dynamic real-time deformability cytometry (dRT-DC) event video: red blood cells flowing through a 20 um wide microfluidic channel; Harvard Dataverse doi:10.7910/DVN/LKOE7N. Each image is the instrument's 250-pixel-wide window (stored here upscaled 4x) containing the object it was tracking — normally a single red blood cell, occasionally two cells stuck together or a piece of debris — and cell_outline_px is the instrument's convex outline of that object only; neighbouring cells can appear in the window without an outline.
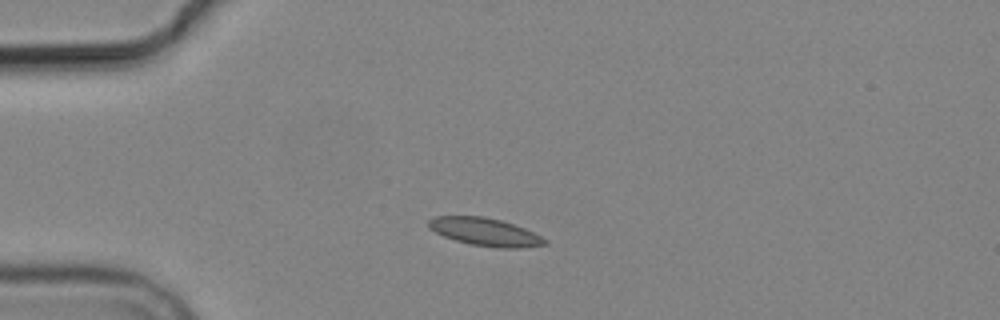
{"species": "common noctule bat (a hibernating species)", "species_latin": "Nyctalus noctula", "temperature_condition": "cold", "stored_images_in_passage": 5, "camera_frame_rate_fps": 3000, "um_per_image_px": 0.085, "animal": {"sex": "male", "body_mass_g": 19.2, "forearm_length_mm": 51.8}, "frame": {"image": 1, "passage_image": 2, "time_ms": 1.333, "image_size_px": [1000, 320], "cell_outline_px": [[548, 244], [520, 248], [496, 248], [472, 244], [456, 240], [444, 236], [428, 228], [428, 220], [432, 216], [484, 216], [500, 220], [524, 228], [548, 240]], "centroid_in_image_um": [41.22, 19.71], "position_along_channel_um": 43.8, "area_um2": 18.79}}
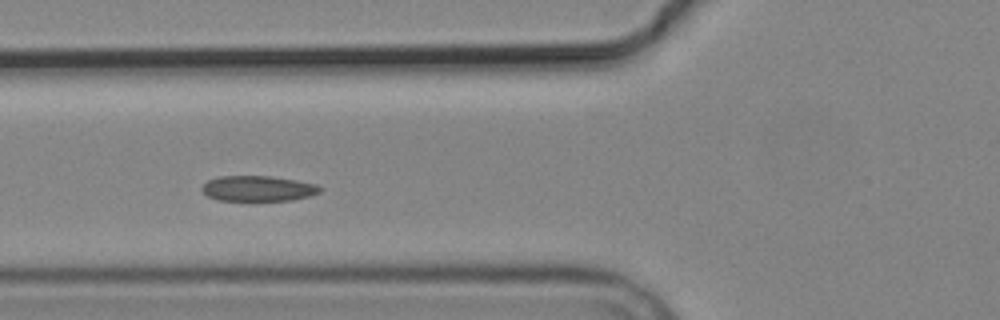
{"frame": {"image": 2, "passage_image": 4, "time_ms": 3.667, "image_size_px": [1000, 320], "cell_outline_px": [[320, 192], [308, 196], [292, 200], [216, 200], [208, 196], [200, 188], [208, 180], [220, 176], [272, 176], [296, 180], [316, 184], [320, 188]], "centroid_in_image_um": [21.91, 16.01], "position_along_channel_um": 103.9, "area_um2": 17.34}}
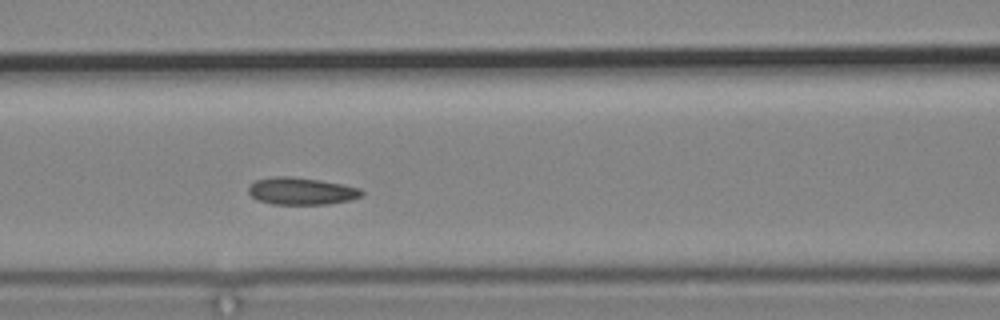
{"frame": {"image": 3, "passage_image": 5, "time_ms": 4.667, "image_size_px": [1000, 320], "cell_outline_px": [[364, 192], [360, 196], [352, 200], [328, 204], [272, 204], [256, 200], [248, 192], [248, 188], [256, 180], [272, 176], [292, 176], [320, 180], [360, 188]], "centroid_in_image_um": [25.6, 16.24], "position_along_channel_um": 141.0, "area_um2": 17.98}}